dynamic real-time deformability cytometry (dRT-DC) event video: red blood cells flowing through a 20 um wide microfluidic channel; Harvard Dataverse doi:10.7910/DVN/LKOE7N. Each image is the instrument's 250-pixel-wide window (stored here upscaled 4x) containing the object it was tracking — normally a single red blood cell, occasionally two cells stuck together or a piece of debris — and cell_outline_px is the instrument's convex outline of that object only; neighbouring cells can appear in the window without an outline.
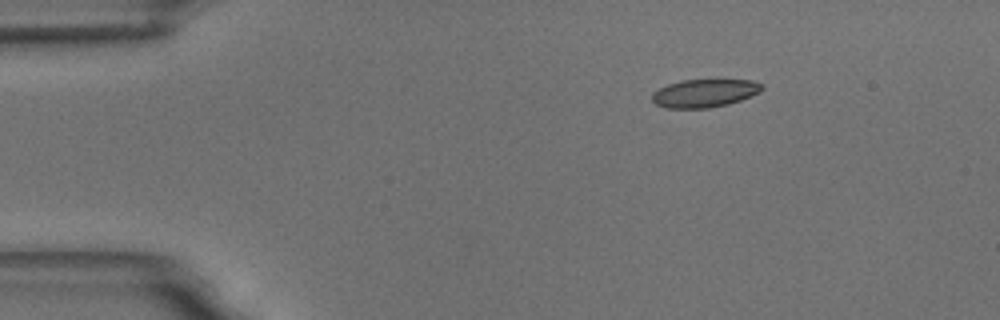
{"species": "common noctule bat (a hibernating species)", "species_latin": "Nyctalus noctula", "temperature_condition": "room temperature", "stored_images_in_passage": 4, "camera_frame_rate_fps": 3000, "um_per_image_px": 0.085, "animal": {"sex": "male", "body_mass_g": 18.8}, "frame": {"image": 1, "passage_image": 2, "time_ms": 2.0, "image_size_px": [1000, 320], "cell_outline_px": [[764, 88], [740, 100], [728, 104], [708, 108], [664, 108], [656, 104], [652, 100], [652, 92], [668, 84], [680, 80], [752, 80], [764, 84]], "centroid_in_image_um": [59.84, 7.92], "position_along_channel_um": 25.2, "area_um2": 17.86}}